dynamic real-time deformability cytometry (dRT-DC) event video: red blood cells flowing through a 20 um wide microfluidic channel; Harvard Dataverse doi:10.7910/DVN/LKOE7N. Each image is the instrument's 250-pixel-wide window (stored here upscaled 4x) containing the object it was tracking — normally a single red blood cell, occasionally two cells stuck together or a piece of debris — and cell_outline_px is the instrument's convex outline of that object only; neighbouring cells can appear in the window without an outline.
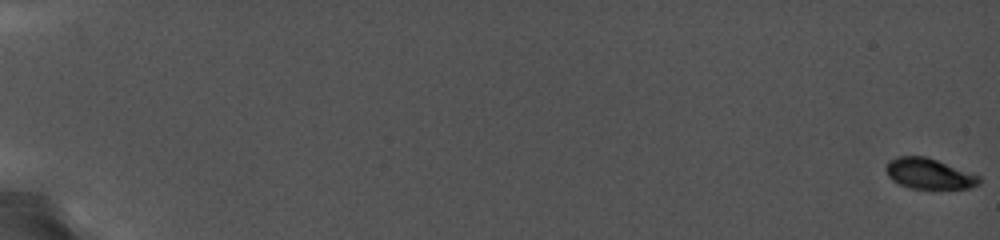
{"species": "common noctule bat (a hibernating species)", "species_latin": "Nyctalus noctula", "temperature_condition": "cold", "stored_images_in_passage": 91, "camera_frame_rate_fps": 5000, "um_per_image_px": 0.085, "animal": {"sex": "female", "body_mass_g": 19.0, "forearm_length_mm": 56.7}, "frame": {"image": 1, "passage_image": 1, "time_ms": 0.0, "image_size_px": [1000, 240], "cell_outline_px": [[980, 184], [972, 188], [908, 188], [892, 180], [888, 176], [884, 168], [888, 160], [896, 156], [928, 156], [980, 176]], "centroid_in_image_um": [78.94, 14.75], "position_along_channel_um": 6.1, "area_um2": 16.76}}
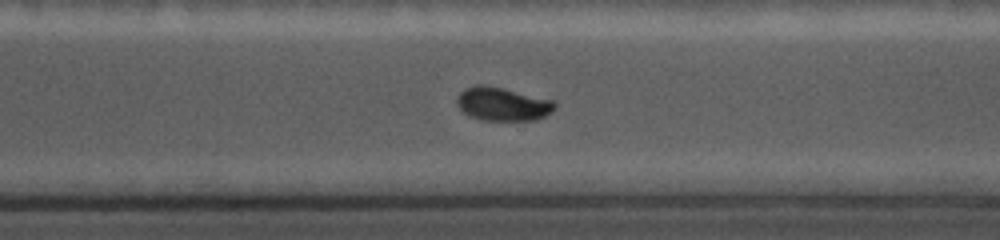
{"frame": {"image": 2, "passage_image": 74, "time_ms": 14.6, "image_size_px": [1000, 240], "cell_outline_px": [[556, 108], [552, 112], [536, 120], [480, 120], [468, 116], [456, 104], [456, 100], [460, 92], [464, 88], [476, 84], [484, 84], [504, 88], [556, 100]], "centroid_in_image_um": [42.73, 8.83], "position_along_channel_um": 327.9, "area_um2": 19.48}}
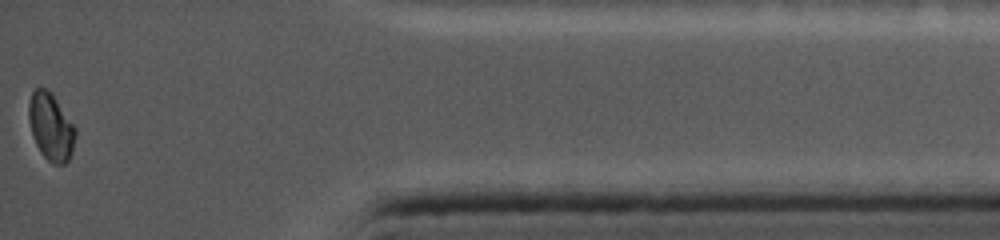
{"frame": {"image": 3, "passage_image": 91, "time_ms": 18.0, "image_size_px": [1000, 240], "cell_outline_px": [[76, 136], [72, 152], [68, 160], [64, 164], [52, 164], [40, 152], [32, 136], [28, 120], [28, 104], [32, 92], [36, 88], [48, 88], [76, 128]], "centroid_in_image_um": [4.31, 10.78], "position_along_channel_um": 430.9, "area_um2": 18.38}}